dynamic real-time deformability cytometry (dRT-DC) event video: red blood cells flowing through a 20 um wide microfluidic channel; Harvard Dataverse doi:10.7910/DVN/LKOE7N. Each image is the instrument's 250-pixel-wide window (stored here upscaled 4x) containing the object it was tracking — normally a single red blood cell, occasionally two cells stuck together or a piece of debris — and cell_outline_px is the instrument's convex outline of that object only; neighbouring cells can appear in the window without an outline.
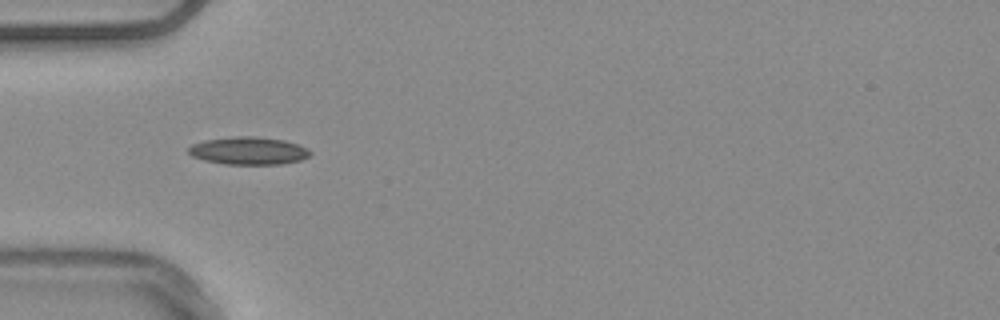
{"species": "common noctule bat (a hibernating species)", "species_latin": "Nyctalus noctula", "temperature_condition": "warm", "stored_images_in_passage": 11, "camera_frame_rate_fps": 3000, "um_per_image_px": 0.085, "animal": {"sex": "male", "body_mass_g": 20.4}, "frame": {"image": 1, "passage_image": 4, "time_ms": 1.0, "image_size_px": [1000, 320], "cell_outline_px": [[312, 152], [308, 156], [300, 160], [280, 164], [224, 164], [204, 160], [192, 156], [188, 152], [188, 148], [192, 144], [204, 140], [236, 136], [252, 136], [284, 140], [308, 148]], "centroid_in_image_um": [21.11, 12.81], "position_along_channel_um": 63.9, "area_um2": 19.54}}
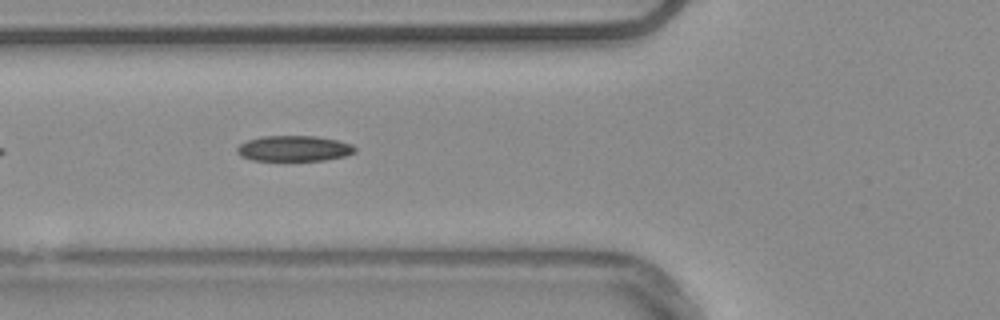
{"frame": {"image": 2, "passage_image": 7, "time_ms": 2.0, "image_size_px": [1000, 320], "cell_outline_px": [[356, 152], [344, 156], [324, 160], [252, 160], [240, 156], [236, 152], [236, 148], [240, 144], [248, 140], [264, 136], [316, 136], [336, 140], [352, 144], [356, 148]], "centroid_in_image_um": [24.98, 12.62], "position_along_channel_um": 100.8, "area_um2": 17.51}}